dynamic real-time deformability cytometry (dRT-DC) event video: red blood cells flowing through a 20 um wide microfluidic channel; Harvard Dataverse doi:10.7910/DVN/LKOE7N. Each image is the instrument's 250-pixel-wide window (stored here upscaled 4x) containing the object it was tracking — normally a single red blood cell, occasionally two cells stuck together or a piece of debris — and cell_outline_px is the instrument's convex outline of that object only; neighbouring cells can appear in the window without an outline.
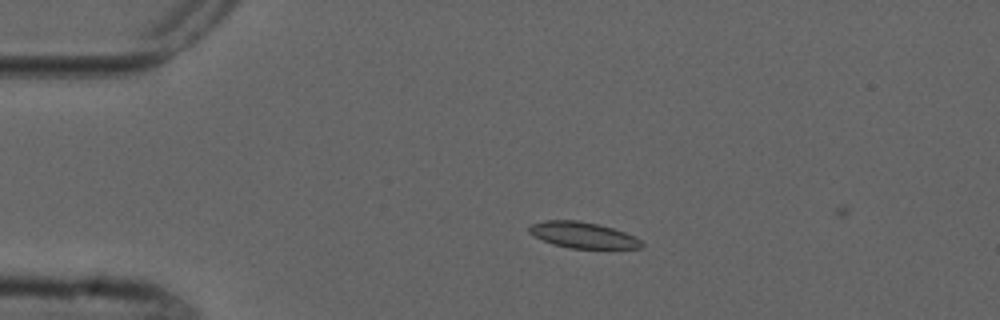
{"species": "common noctule bat (a hibernating species)", "species_latin": "Nyctalus noctula", "temperature_condition": "cold", "stored_images_in_passage": 4, "camera_frame_rate_fps": 3000, "um_per_image_px": 0.085, "animal": {"sex": "male", "forearm_length_mm": 52.5}, "frame": {"image": 1, "passage_image": 3, "time_ms": 2.333, "image_size_px": [1000, 320], "cell_outline_px": [[644, 244], [640, 248], [568, 248], [552, 244], [528, 232], [528, 228], [532, 224], [544, 220], [580, 220], [600, 224], [624, 232], [640, 240]], "centroid_in_image_um": [49.52, 19.97], "position_along_channel_um": 35.5, "area_um2": 16.94}}